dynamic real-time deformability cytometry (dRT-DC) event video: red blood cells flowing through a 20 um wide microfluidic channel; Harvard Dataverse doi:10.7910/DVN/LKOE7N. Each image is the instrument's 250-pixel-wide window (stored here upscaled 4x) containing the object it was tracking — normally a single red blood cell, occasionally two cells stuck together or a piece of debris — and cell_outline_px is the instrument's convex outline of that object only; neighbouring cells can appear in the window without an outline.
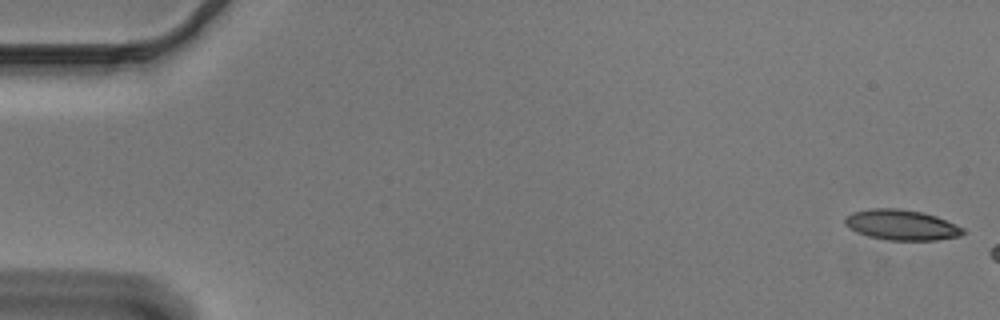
{"species": "Egyptian fruit bat (a non-hibernating species)", "species_latin": "Rousettus aegyptiacus", "temperature_condition": "cold", "stored_images_in_passage": 7, "camera_frame_rate_fps": 3000, "um_per_image_px": 0.085, "animal": {"sex": "male"}, "frame": {"image": 1, "passage_image": 1, "time_ms": 0.0, "image_size_px": [1000, 320], "cell_outline_px": [[964, 232], [960, 236], [936, 240], [888, 240], [868, 236], [856, 232], [848, 228], [844, 224], [844, 220], [852, 212], [872, 208], [900, 208], [924, 212], [936, 216], [964, 228]], "centroid_in_image_um": [76.61, 19.11], "position_along_channel_um": 8.4, "area_um2": 20.98}}